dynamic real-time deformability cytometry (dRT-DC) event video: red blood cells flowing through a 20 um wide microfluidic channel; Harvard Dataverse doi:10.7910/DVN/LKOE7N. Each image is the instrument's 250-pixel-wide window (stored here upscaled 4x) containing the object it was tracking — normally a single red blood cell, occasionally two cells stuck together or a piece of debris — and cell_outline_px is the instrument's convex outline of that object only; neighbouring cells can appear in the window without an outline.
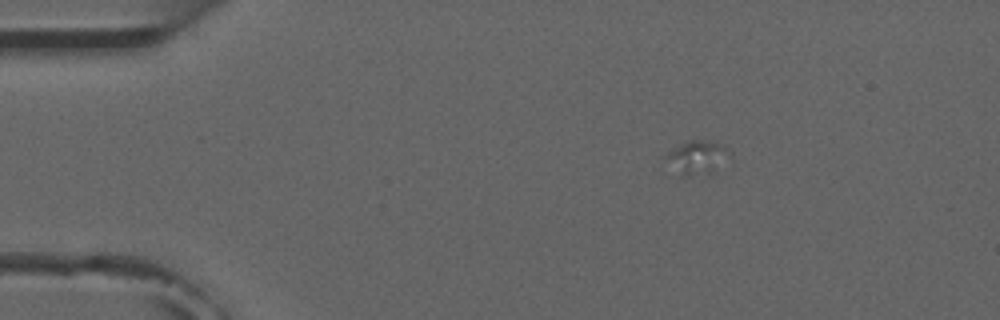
{"species": "common noctule bat (a hibernating species)", "species_latin": "Nyctalus noctula", "temperature_condition": "room temperature", "stored_images_in_passage": 3, "camera_frame_rate_fps": 3000, "um_per_image_px": 0.085, "animal": {"sex": "male", "forearm_length_mm": 52.5}, "frame": {"image": 1, "passage_image": 2, "time_ms": 1.0, "image_size_px": [1000, 320], "cell_outline_px": [[728, 152], [712, 172], [688, 176], [680, 176], [664, 156], [668, 152], [688, 140], [712, 140], [720, 144]], "centroid_in_image_um": [59.17, 13.36], "position_along_channel_um": 25.8, "area_um2": 11.68}}